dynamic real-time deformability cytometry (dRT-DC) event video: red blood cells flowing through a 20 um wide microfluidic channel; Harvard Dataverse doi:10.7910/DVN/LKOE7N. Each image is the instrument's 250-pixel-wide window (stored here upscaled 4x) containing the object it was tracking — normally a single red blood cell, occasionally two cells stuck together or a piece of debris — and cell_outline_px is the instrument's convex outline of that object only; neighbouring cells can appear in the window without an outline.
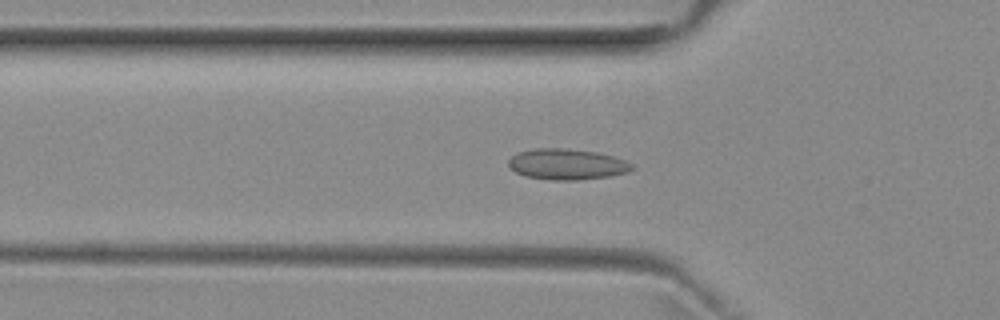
{"species": "common noctule bat (a hibernating species)", "species_latin": "Nyctalus noctula", "temperature_condition": "room temperature", "stored_images_in_passage": 52, "camera_frame_rate_fps": 3000, "um_per_image_px": 0.085, "animal": {"sex": "female", "body_mass_g": 29.2, "forearm_length_mm": 56.3}, "frame": {"image": 1, "passage_image": 17, "time_ms": 5.333, "image_size_px": [1000, 320], "cell_outline_px": [[632, 168], [628, 172], [612, 176], [580, 180], [552, 180], [524, 176], [516, 172], [508, 164], [508, 160], [516, 152], [536, 148], [560, 148], [596, 152], [612, 156], [624, 160], [632, 164]], "centroid_in_image_um": [48.17, 13.97], "position_along_channel_um": 77.6, "area_um2": 22.14}}
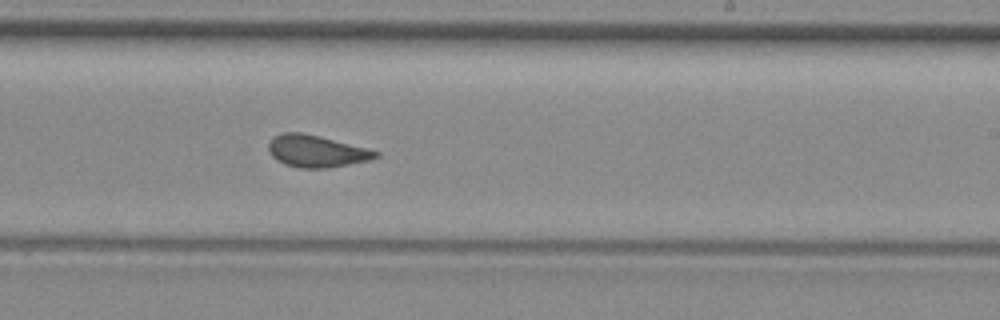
{"frame": {"image": 2, "passage_image": 31, "time_ms": 10.0, "image_size_px": [1000, 320], "cell_outline_px": [[380, 156], [372, 160], [328, 168], [300, 168], [284, 164], [276, 160], [268, 152], [268, 144], [276, 136], [284, 132], [300, 132], [320, 136], [368, 148], [380, 152]], "centroid_in_image_um": [26.93, 12.86], "position_along_channel_um": 262.1, "area_um2": 20.11}}
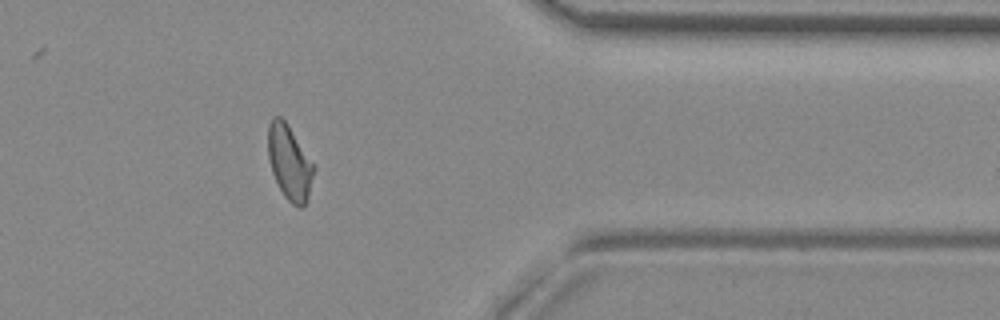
{"frame": {"image": 3, "passage_image": 42, "time_ms": 13.667, "image_size_px": [1000, 320], "cell_outline_px": [[316, 168], [308, 200], [300, 208], [292, 204], [284, 196], [272, 172], [268, 156], [268, 124], [272, 116], [280, 116], [284, 120]], "centroid_in_image_um": [24.61, 13.83], "position_along_channel_um": 386.8, "area_um2": 19.71}}